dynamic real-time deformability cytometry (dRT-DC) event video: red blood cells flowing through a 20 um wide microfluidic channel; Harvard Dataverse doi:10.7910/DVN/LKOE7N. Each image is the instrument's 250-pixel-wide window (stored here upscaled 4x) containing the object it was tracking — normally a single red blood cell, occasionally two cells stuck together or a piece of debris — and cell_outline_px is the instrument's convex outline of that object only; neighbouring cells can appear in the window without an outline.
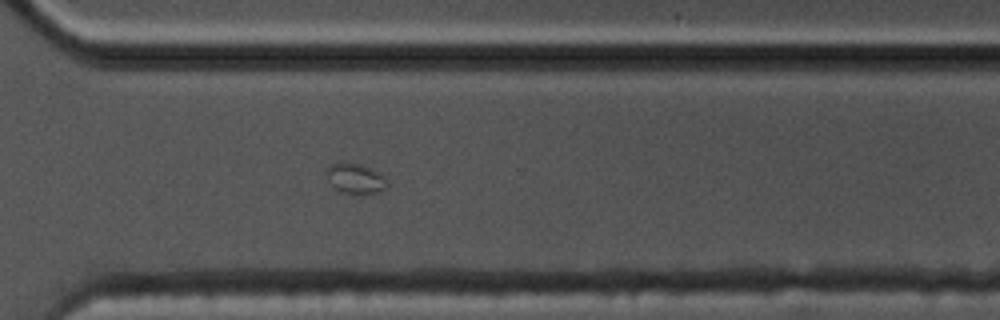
{"species": "common noctule bat (a hibernating species)", "species_latin": "Nyctalus noctula", "temperature_condition": "cold", "stored_images_in_passage": 59, "camera_frame_rate_fps": 3000, "um_per_image_px": 0.085, "animal": {"sex": "male", "body_mass_g": 17.5, "forearm_length_mm": 52.3}, "frame": {"image": 1, "passage_image": 43, "time_ms": 14.0, "image_size_px": [1000, 320], "cell_outline_px": [[388, 188], [380, 192], [344, 192], [336, 188], [332, 184], [324, 172], [324, 168], [332, 164], [344, 160], [360, 164], [372, 168], [384, 176], [388, 184]], "centroid_in_image_um": [30.2, 15.1], "position_along_channel_um": 340.4, "area_um2": 10.69}}
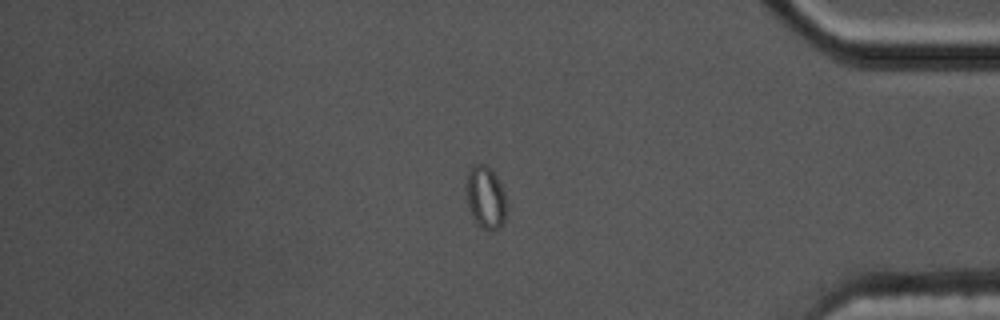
{"frame": {"image": 2, "passage_image": 50, "time_ms": 16.333, "image_size_px": [1000, 320], "cell_outline_px": [[508, 208], [504, 224], [492, 232], [484, 228], [472, 216], [468, 204], [464, 184], [468, 172], [476, 164], [484, 164], [496, 176], [504, 192]], "centroid_in_image_um": [41.29, 16.8], "position_along_channel_um": 393.9, "area_um2": 14.74}}
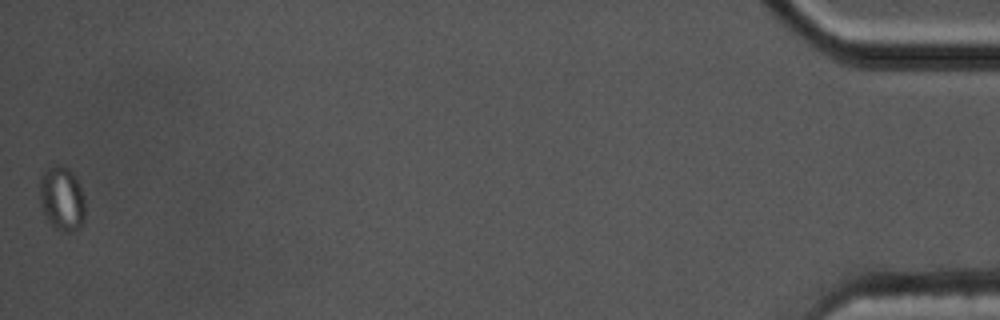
{"frame": {"image": 3, "passage_image": 59, "time_ms": 19.333, "image_size_px": [1000, 320], "cell_outline_px": [[84, 220], [80, 228], [72, 232], [60, 232], [52, 228], [40, 204], [40, 176], [48, 168], [56, 164], [64, 164], [72, 172], [84, 196]], "centroid_in_image_um": [5.26, 16.91], "position_along_channel_um": 429.9, "area_um2": 17.22}}